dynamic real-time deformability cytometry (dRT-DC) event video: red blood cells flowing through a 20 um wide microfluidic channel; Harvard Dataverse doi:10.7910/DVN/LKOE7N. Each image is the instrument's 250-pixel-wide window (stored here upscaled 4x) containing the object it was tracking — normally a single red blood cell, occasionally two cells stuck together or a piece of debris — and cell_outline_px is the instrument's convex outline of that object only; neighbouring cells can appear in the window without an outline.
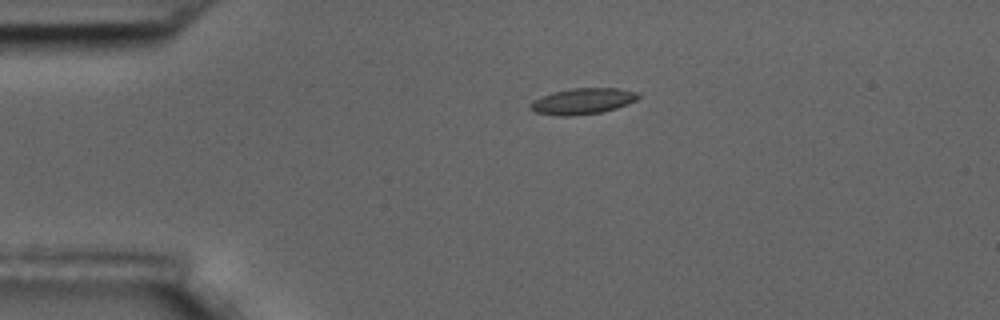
{"species": "common noctule bat (a hibernating species)", "species_latin": "Nyctalus noctula", "temperature_condition": "room temperature", "stored_images_in_passage": 2, "camera_frame_rate_fps": 3000, "um_per_image_px": 0.085, "animal": {"sex": "male", "body_mass_g": 17.5, "forearm_length_mm": 52.3}, "frame": {"image": 1, "passage_image": 1, "time_ms": 0.0, "image_size_px": [1000, 320], "cell_outline_px": [[640, 96], [636, 100], [628, 104], [616, 108], [600, 112], [572, 116], [560, 116], [536, 112], [532, 108], [532, 104], [540, 96], [552, 92], [572, 88], [616, 88], [636, 92]], "centroid_in_image_um": [49.56, 8.59], "position_along_channel_um": 35.4, "area_um2": 16.07}}